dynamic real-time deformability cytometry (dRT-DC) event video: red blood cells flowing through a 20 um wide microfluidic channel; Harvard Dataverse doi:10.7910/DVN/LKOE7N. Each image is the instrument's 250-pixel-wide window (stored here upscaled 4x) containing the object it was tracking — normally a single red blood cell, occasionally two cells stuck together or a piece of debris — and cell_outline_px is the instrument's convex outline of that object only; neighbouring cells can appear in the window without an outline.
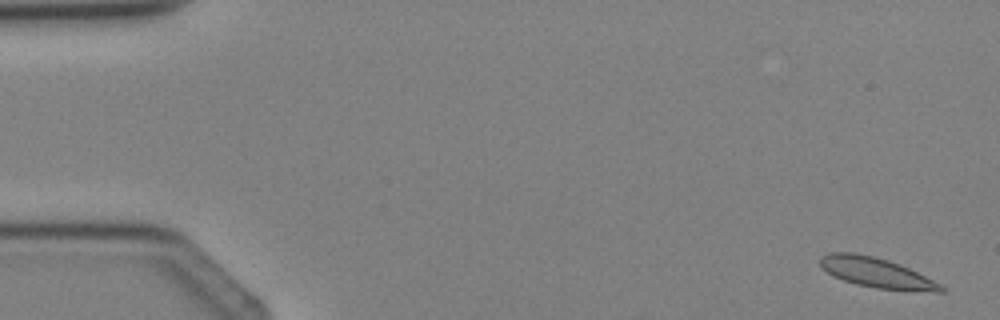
{"species": "Egyptian fruit bat (a non-hibernating species)", "species_latin": "Rousettus aegyptiacus", "temperature_condition": "cold", "stored_images_in_passage": 5, "camera_frame_rate_fps": 3000, "um_per_image_px": 0.085, "animal": {"sex": "female"}, "frame": {"image": 1, "passage_image": 1, "time_ms": 0.0, "image_size_px": [1000, 320], "cell_outline_px": [[944, 292], [936, 292], [876, 288], [856, 284], [844, 280], [828, 272], [820, 264], [820, 256], [828, 252], [856, 252], [888, 260], [900, 264], [940, 284], [944, 288]], "centroid_in_image_um": [74.47, 23.16], "position_along_channel_um": 10.5, "area_um2": 20.75}}
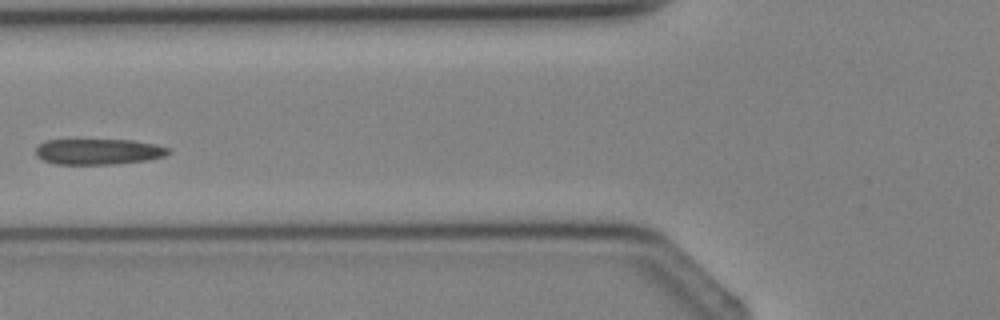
{"frame": {"image": 2, "passage_image": 5, "time_ms": 4.667, "image_size_px": [1000, 320], "cell_outline_px": [[172, 152], [164, 156], [148, 160], [116, 164], [56, 164], [44, 160], [36, 156], [36, 148], [44, 140], [132, 140], [156, 144], [172, 148]], "centroid_in_image_um": [8.42, 12.89], "position_along_channel_um": 117.4, "area_um2": 20.06}}